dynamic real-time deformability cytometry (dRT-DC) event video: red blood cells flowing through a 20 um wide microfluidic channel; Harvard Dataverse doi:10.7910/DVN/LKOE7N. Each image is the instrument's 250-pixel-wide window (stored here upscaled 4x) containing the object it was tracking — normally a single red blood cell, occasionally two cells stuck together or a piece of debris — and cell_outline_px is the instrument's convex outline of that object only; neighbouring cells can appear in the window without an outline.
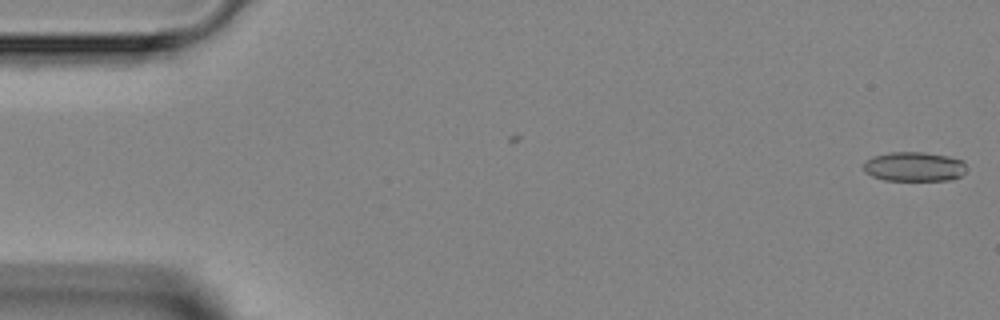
{"species": "Egyptian fruit bat (a non-hibernating species)", "species_latin": "Rousettus aegyptiacus", "temperature_condition": "room temperature", "stored_images_in_passage": 2, "camera_frame_rate_fps": 3000, "um_per_image_px": 0.085, "animal": {"sex": "female"}, "frame": {"image": 1, "passage_image": 2, "time_ms": 1.0, "image_size_px": [1000, 320], "cell_outline_px": [[968, 168], [960, 176], [952, 180], [884, 180], [872, 176], [864, 172], [864, 164], [872, 156], [888, 152], [924, 152], [948, 156], [964, 160]], "centroid_in_image_um": [77.74, 14.16], "position_along_channel_um": 7.3, "area_um2": 17.86}}